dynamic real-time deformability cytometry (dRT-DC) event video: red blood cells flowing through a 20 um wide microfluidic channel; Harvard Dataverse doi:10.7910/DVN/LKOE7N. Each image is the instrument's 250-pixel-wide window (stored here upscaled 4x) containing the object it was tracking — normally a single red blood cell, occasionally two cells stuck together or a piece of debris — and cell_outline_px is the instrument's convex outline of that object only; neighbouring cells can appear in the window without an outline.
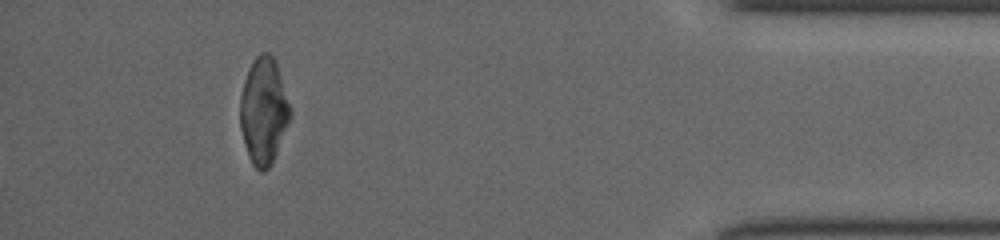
{"species": "common noctule bat (a hibernating species)", "species_latin": "Nyctalus noctula", "temperature_condition": "cold", "stored_images_in_passage": 53, "segment_of_instrument_passage": [2, 2], "camera_frame_rate_fps": 3000, "um_per_image_px": 0.085, "animal": {"sex": "female", "body_mass_g": 19.5, "forearm_length_mm": 54.1}, "frame": {"image": 1, "passage_image": 53, "time_ms": 17.333, "image_size_px": [1000, 240], "cell_outline_px": [[292, 116], [272, 164], [264, 172], [260, 172], [252, 164], [248, 156], [244, 144], [240, 128], [240, 96], [244, 80], [248, 68], [256, 56], [260, 52], [268, 52], [272, 56], [276, 64], [292, 112]], "centroid_in_image_um": [22.4, 9.47], "position_along_channel_um": 412.8, "area_um2": 31.21}}